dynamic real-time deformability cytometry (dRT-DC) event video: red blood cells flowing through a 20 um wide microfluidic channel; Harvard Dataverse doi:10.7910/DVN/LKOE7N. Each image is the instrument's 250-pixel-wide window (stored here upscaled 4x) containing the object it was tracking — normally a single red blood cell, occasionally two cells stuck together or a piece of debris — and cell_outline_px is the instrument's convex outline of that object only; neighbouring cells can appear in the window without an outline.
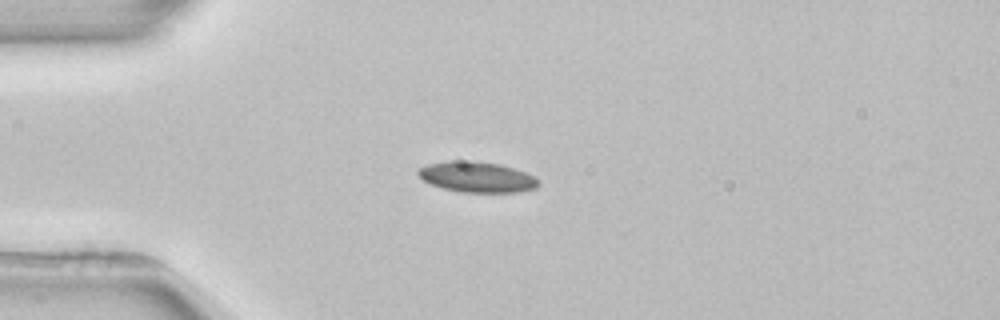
{"species": "common noctule bat (a hibernating species)", "species_latin": "Nyctalus noctula", "temperature_condition": "room temperature", "stored_images_in_passage": 5, "camera_frame_rate_fps": 3000, "um_per_image_px": 0.085, "animal": {"sex": "female", "body_mass_g": 22.7, "forearm_length_mm": 54.2}, "frame": {"image": 1, "passage_image": 3, "time_ms": 2.667, "image_size_px": [1000, 320], "cell_outline_px": [[540, 184], [536, 188], [520, 192], [464, 192], [444, 188], [432, 184], [424, 180], [416, 172], [420, 168], [428, 164], [452, 160], [472, 160], [500, 164], [524, 172], [540, 180]], "centroid_in_image_um": [40.57, 15.04], "position_along_channel_um": 44.4, "area_um2": 21.33}}
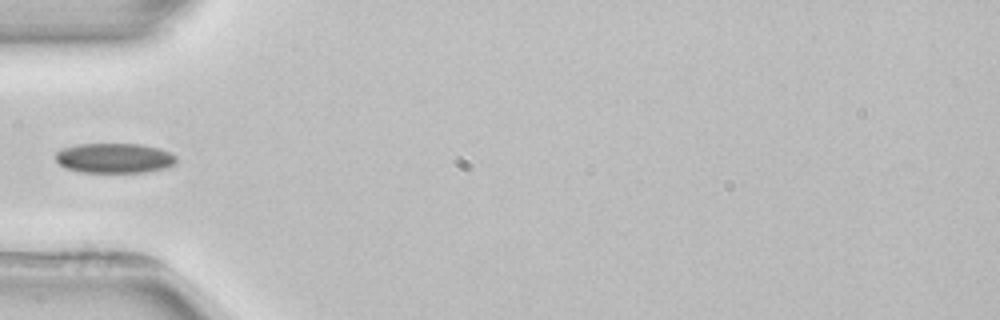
{"frame": {"image": 2, "passage_image": 4, "time_ms": 4.0, "image_size_px": [1000, 320], "cell_outline_px": [[176, 164], [164, 168], [144, 172], [80, 172], [64, 168], [56, 160], [56, 152], [64, 148], [76, 144], [140, 144], [160, 148], [176, 156]], "centroid_in_image_um": [9.72, 13.44], "position_along_channel_um": 75.3, "area_um2": 21.04}}